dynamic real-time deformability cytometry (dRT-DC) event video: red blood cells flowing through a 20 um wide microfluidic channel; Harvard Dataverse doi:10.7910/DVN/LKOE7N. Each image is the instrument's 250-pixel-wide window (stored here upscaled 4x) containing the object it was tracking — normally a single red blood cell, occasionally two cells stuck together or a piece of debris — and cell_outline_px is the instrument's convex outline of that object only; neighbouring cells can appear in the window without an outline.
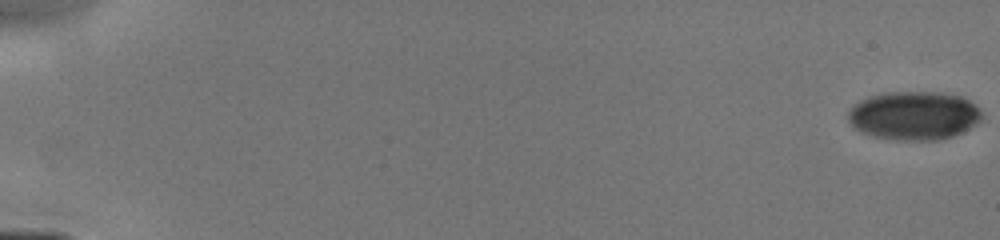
{"species": "human", "species_latin": "Homo sapiens", "temperature_condition": "cold", "stored_images_in_passage": 32, "camera_frame_rate_fps": 3000, "um_per_image_px": 0.085, "donor": {"sex": "male"}, "frame": {"image": 1, "passage_image": 1, "time_ms": 0.0, "image_size_px": [1000, 240], "cell_outline_px": [[984, 116], [976, 124], [952, 136], [940, 140], [892, 140], [872, 136], [860, 132], [852, 128], [848, 120], [848, 112], [860, 100], [868, 96], [884, 92], [940, 92], [960, 96], [968, 100], [980, 108]], "centroid_in_image_um": [77.67, 9.83], "position_along_channel_um": 7.3, "area_um2": 38.21}}
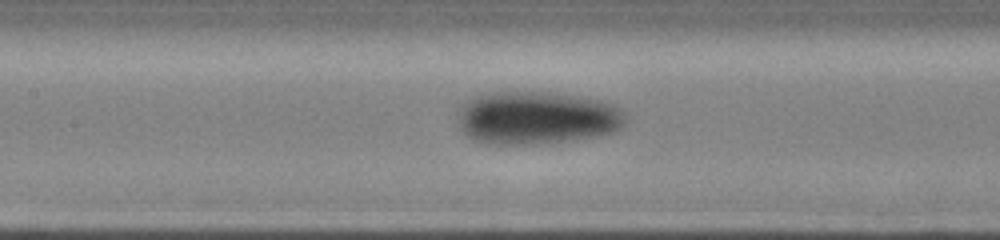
{"frame": {"image": 2, "passage_image": 22, "time_ms": 8.0, "image_size_px": [1000, 240], "cell_outline_px": [[628, 120], [616, 132], [596, 136], [544, 144], [488, 144], [472, 140], [464, 136], [460, 128], [456, 116], [460, 104], [476, 96], [488, 92], [560, 92], [604, 100], [628, 112]], "centroid_in_image_um": [45.64, 10.01], "position_along_channel_um": 161.8, "area_um2": 53.23}}
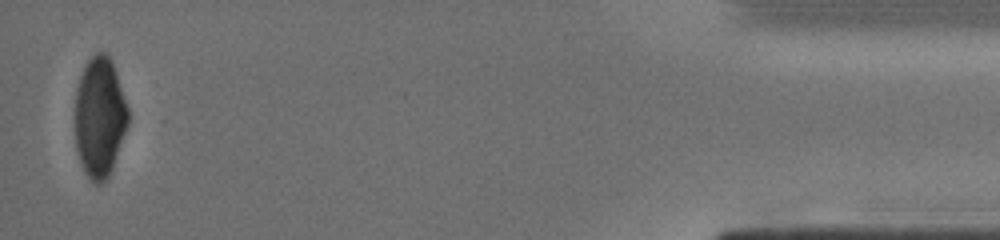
{"frame": {"image": 3, "passage_image": 32, "time_ms": 15.667, "image_size_px": [1000, 240], "cell_outline_px": [[128, 124], [112, 168], [108, 176], [100, 184], [96, 184], [84, 172], [76, 152], [76, 88], [80, 76], [88, 60], [96, 52], [104, 52], [112, 60], [128, 108]], "centroid_in_image_um": [8.47, 9.95], "position_along_channel_um": 426.7, "area_um2": 36.88}}